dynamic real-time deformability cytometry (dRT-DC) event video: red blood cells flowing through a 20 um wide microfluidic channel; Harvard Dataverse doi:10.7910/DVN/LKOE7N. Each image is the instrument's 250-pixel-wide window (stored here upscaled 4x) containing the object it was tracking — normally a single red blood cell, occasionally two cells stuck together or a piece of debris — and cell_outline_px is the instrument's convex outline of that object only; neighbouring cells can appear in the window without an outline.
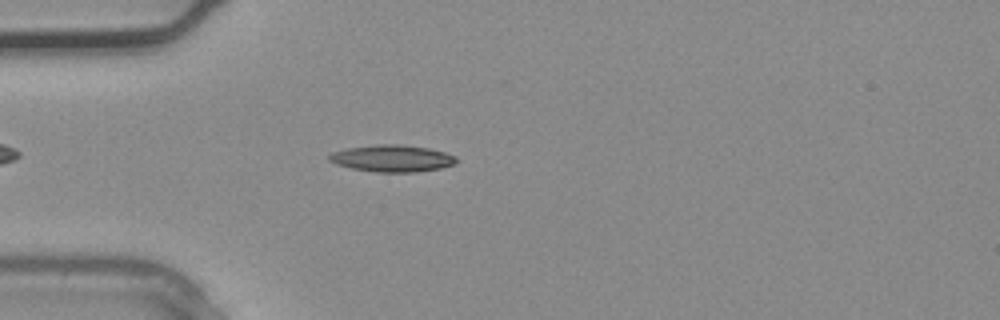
{"species": "common noctule bat (a hibernating species)", "species_latin": "Nyctalus noctula", "temperature_condition": "warm", "stored_images_in_passage": 2, "camera_frame_rate_fps": 3000, "um_per_image_px": 0.085, "animal": {"sex": "male", "body_mass_g": 20.4}, "frame": {"image": 1, "passage_image": 2, "time_ms": 0.333, "image_size_px": [1000, 320], "cell_outline_px": [[460, 160], [456, 164], [440, 168], [416, 172], [376, 172], [352, 168], [336, 164], [328, 160], [328, 156], [332, 152], [348, 148], [376, 144], [396, 144], [428, 148], [444, 152], [456, 156]], "centroid_in_image_um": [33.36, 13.46], "position_along_channel_um": 51.6, "area_um2": 19.94}}